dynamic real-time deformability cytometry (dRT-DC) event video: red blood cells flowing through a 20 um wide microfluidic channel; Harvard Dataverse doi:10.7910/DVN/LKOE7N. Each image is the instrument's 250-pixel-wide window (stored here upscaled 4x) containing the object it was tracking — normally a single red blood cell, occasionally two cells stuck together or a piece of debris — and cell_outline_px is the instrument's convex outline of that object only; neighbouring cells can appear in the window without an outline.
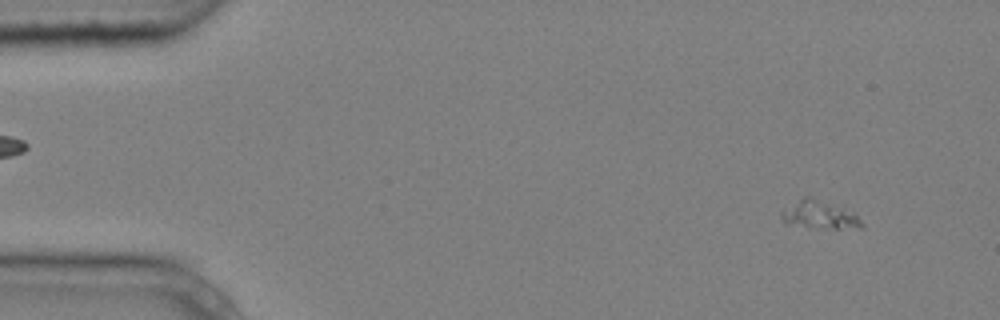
{"species": "common noctule bat (a hibernating species)", "species_latin": "Nyctalus noctula", "temperature_condition": "cold", "stored_images_in_passage": 5, "segment_of_instrument_passage": [2, 2], "camera_frame_rate_fps": 3000, "um_per_image_px": 0.085, "animal": {"sex": "male", "body_mass_g": 20.4}, "frame": {"image": 1, "passage_image": 5, "time_ms": 1.333, "image_size_px": [1000, 320], "cell_outline_px": [[864, 228], [836, 228], [784, 224], [780, 216], [780, 212], [804, 196], [808, 196], [852, 212], [864, 224]], "centroid_in_image_um": [69.62, 18.27], "position_along_channel_um": 15.4, "area_um2": 12.6}}